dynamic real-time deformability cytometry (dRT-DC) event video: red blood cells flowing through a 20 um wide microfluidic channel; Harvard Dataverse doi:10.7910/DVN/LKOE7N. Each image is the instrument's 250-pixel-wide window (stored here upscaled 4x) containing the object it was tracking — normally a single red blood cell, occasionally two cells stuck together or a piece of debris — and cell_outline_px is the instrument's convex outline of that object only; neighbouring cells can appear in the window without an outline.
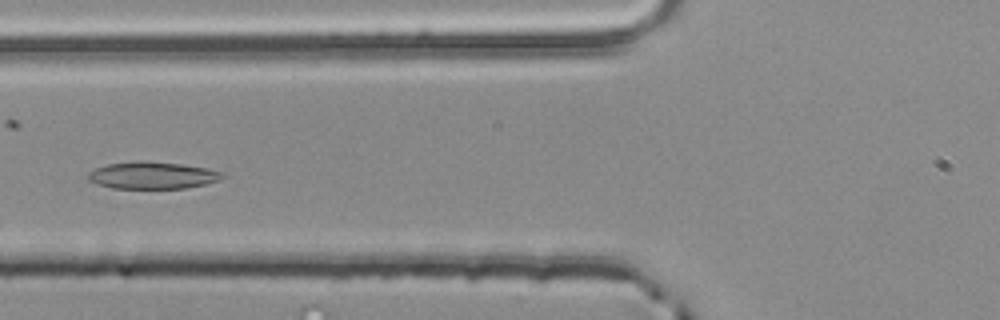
{"species": "common noctule bat (a hibernating species)", "species_latin": "Nyctalus noctula", "temperature_condition": "room temperature", "stored_images_in_passage": 52, "camera_frame_rate_fps": 3000, "um_per_image_px": 0.085, "animal": {"sex": "male", "body_mass_g": 20.4}, "frame": {"image": 1, "passage_image": 19, "time_ms": 6.0, "image_size_px": [1000, 320], "cell_outline_px": [[224, 176], [220, 180], [204, 184], [184, 188], [112, 188], [96, 184], [88, 180], [88, 172], [96, 168], [108, 164], [180, 164], [208, 168], [224, 172]], "centroid_in_image_um": [12.99, 14.95], "position_along_channel_um": 112.8, "area_um2": 20.11}}
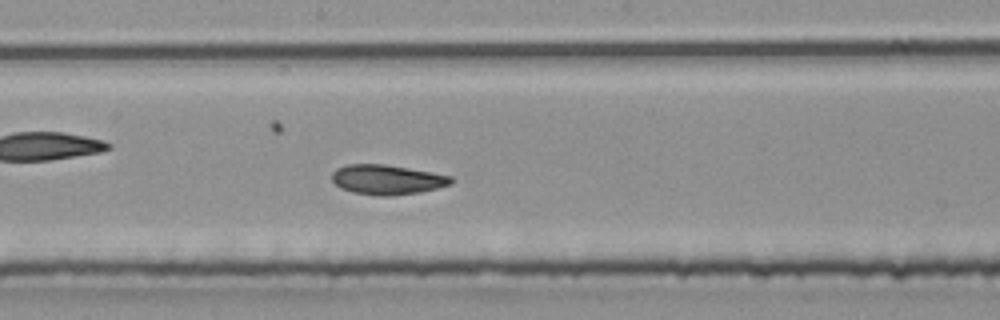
{"frame": {"image": 2, "passage_image": 27, "time_ms": 8.667, "image_size_px": [1000, 320], "cell_outline_px": [[456, 180], [452, 184], [420, 192], [392, 196], [380, 196], [352, 192], [340, 188], [332, 180], [332, 172], [336, 168], [348, 164], [384, 164], [432, 172], [452, 176]], "centroid_in_image_um": [32.92, 15.27], "position_along_channel_um": 215.3, "area_um2": 20.81}}
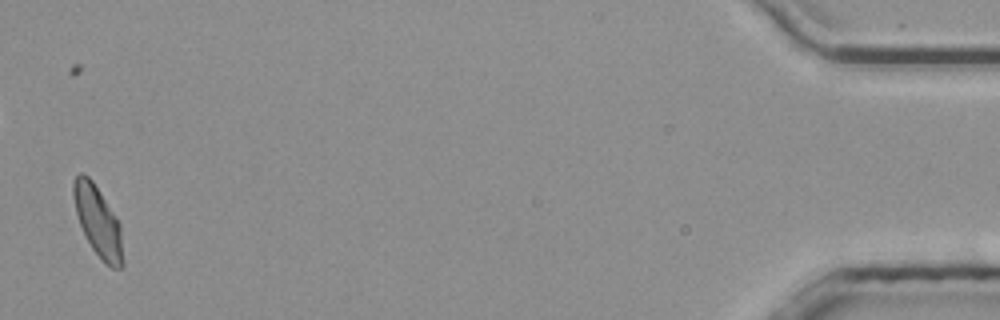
{"frame": {"image": 3, "passage_image": 51, "time_ms": 16.667, "image_size_px": [1000, 320], "cell_outline_px": [[124, 264], [120, 268], [112, 268], [104, 264], [92, 248], [84, 236], [76, 212], [72, 192], [72, 184], [76, 176], [80, 172], [84, 172], [92, 180], [116, 216], [120, 224], [124, 260]], "centroid_in_image_um": [8.33, 18.84], "position_along_channel_um": 426.9, "area_um2": 20.46}, "authors_computed_cell_mechanics": {"area_um2": 20.6346, "velocity_mm_per_s": 3.837, "shape_relaxation_time_tau1_ms": null, "shape_relaxation_time_tau2_ms": 3.8589, "deformation_change_tau1": null, "deformation_change_tau2": 0.1048}}